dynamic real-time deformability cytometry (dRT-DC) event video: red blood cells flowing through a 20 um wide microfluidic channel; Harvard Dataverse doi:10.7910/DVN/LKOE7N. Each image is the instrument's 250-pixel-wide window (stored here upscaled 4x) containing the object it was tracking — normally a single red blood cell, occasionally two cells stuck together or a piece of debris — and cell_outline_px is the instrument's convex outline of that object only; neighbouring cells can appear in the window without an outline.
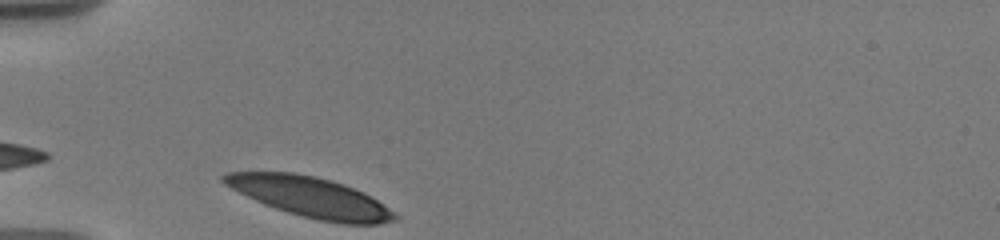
{"species": "human", "species_latin": "Homo sapiens", "temperature_condition": "warm", "stored_images_in_passage": 33, "camera_frame_rate_fps": 3000, "um_per_image_px": 0.085, "donor": {"sex": "male"}, "frame": {"image": 1, "passage_image": 1, "time_ms": 0.0, "image_size_px": [1000, 240], "cell_outline_px": [[400, 216], [396, 220], [380, 224], [340, 224], [316, 220], [288, 212], [264, 204], [224, 184], [220, 180], [220, 176], [224, 172], [292, 172], [316, 176], [332, 180], [344, 184], [364, 192], [384, 204]], "centroid_in_image_um": [26.42, 16.75], "position_along_channel_um": 58.6, "area_um2": 40.17}}
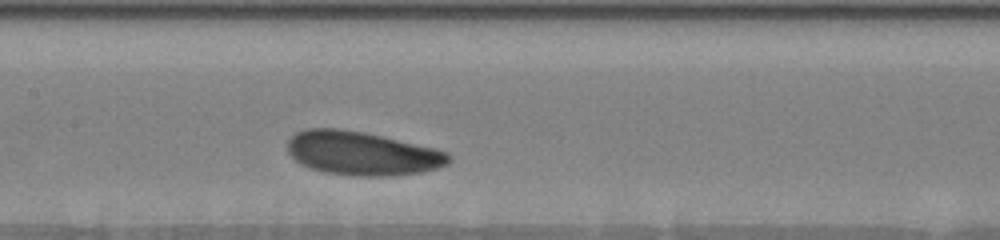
{"frame": {"image": 2, "passage_image": 12, "time_ms": 3.667, "image_size_px": [1000, 240], "cell_outline_px": [[452, 160], [448, 164], [436, 168], [420, 172], [392, 176], [352, 176], [324, 172], [300, 164], [288, 152], [288, 140], [296, 132], [308, 128], [336, 128], [364, 132], [436, 148], [448, 152], [452, 156]], "centroid_in_image_um": [30.8, 13.03], "position_along_channel_um": 176.6, "area_um2": 41.21}}
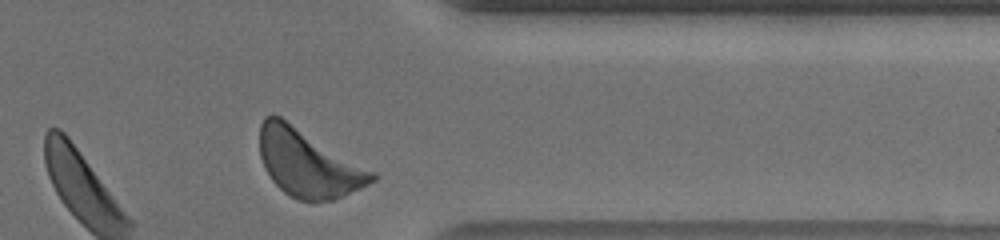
{"frame": {"image": 3, "passage_image": 32, "time_ms": 9.667, "image_size_px": [1000, 240], "cell_outline_px": [[376, 180], [360, 188], [332, 200], [300, 200], [284, 192], [272, 180], [260, 156], [260, 124], [264, 116], [280, 116], [376, 172]], "centroid_in_image_um": [26.2, 13.86], "position_along_channel_um": 385.2, "area_um2": 43.35}, "authors_computed_cell_mechanics": {"area_um2": 40.5756, "velocity_mm_per_s": 3.5499, "shape_relaxation_time_tau1_ms": 1.811, "shape_relaxation_time_tau2_ms": 7.6476, "deformation_change_tau1": 0.0778, "deformation_change_tau2": 0.2058}}